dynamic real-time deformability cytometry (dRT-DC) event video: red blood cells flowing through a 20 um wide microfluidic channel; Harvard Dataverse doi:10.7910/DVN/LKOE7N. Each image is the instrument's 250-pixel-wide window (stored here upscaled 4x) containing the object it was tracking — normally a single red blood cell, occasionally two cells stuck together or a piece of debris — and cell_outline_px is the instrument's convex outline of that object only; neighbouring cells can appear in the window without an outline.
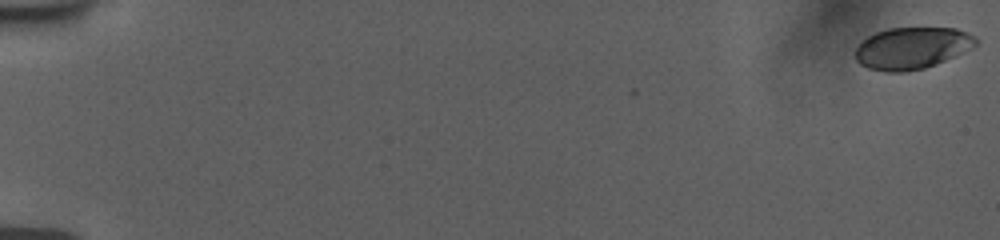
{"species": "human", "species_latin": "Homo sapiens", "temperature_condition": "room temperature", "stored_images_in_passage": 15, "camera_frame_rate_fps": 3000, "um_per_image_px": 0.085, "donor": {"sex": "female"}, "frame": {"image": 1, "passage_image": 1, "time_ms": 0.0, "image_size_px": [1000, 240], "cell_outline_px": [[980, 40], [972, 48], [956, 56], [936, 64], [924, 68], [900, 72], [888, 72], [868, 68], [860, 64], [856, 60], [856, 48], [868, 36], [876, 32], [888, 28], [956, 28], [968, 32], [976, 36]], "centroid_in_image_um": [77.56, 4.08], "position_along_channel_um": 7.4, "area_um2": 29.42}}